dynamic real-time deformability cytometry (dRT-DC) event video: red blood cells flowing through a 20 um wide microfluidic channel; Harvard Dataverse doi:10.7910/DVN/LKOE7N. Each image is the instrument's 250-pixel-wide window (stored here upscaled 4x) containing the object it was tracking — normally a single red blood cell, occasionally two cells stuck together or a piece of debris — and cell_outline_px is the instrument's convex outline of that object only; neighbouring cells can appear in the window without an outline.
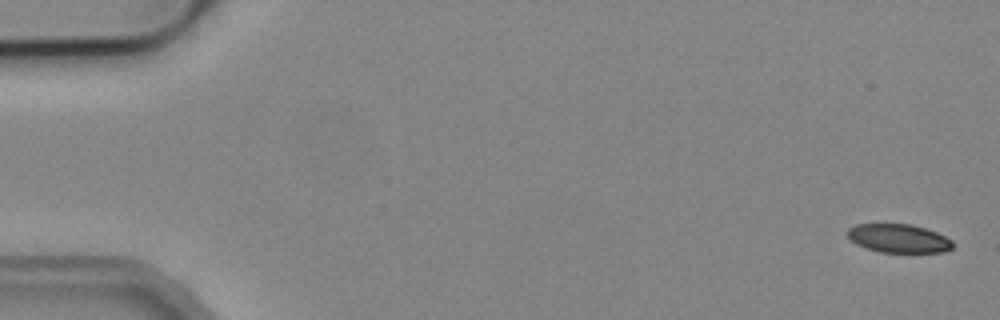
{"species": "common noctule bat (a hibernating species)", "species_latin": "Nyctalus noctula", "temperature_condition": "cold", "stored_images_in_passage": 5, "camera_frame_rate_fps": 3000, "um_per_image_px": 0.085, "animal": {"sex": "male", "body_mass_g": 19.2, "forearm_length_mm": 51.8}, "frame": {"image": 1, "passage_image": 1, "time_ms": 0.0, "image_size_px": [1000, 320], "cell_outline_px": [[952, 248], [944, 252], [880, 252], [856, 244], [848, 236], [848, 228], [856, 224], [912, 224], [936, 232], [952, 240]], "centroid_in_image_um": [76.39, 20.26], "position_along_channel_um": 8.6, "area_um2": 17.34}}
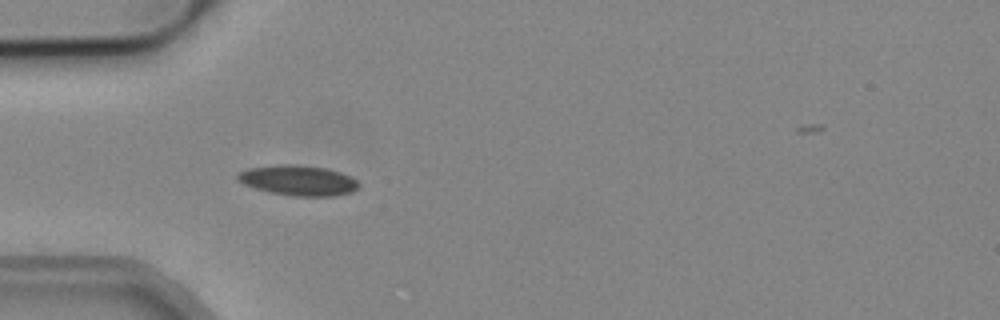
{"frame": {"image": 2, "passage_image": 4, "time_ms": 1.0, "image_size_px": [1000, 320], "cell_outline_px": [[360, 184], [352, 192], [332, 196], [292, 196], [268, 192], [244, 184], [236, 180], [236, 176], [240, 172], [248, 168], [276, 164], [296, 164], [324, 168], [340, 172], [356, 180]], "centroid_in_image_um": [25.31, 15.33], "position_along_channel_um": 59.7, "area_um2": 21.33}}